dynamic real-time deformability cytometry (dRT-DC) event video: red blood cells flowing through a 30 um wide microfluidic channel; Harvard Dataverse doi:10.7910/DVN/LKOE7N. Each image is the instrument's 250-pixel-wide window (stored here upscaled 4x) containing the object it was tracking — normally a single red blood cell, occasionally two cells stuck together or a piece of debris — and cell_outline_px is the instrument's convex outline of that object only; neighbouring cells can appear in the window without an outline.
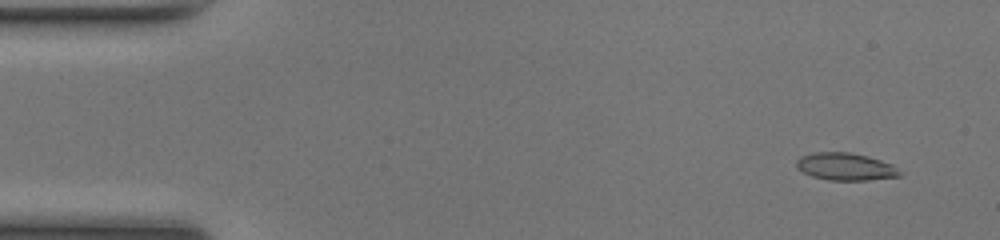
{"species": "common noctule bat (a hibernating species)", "species_latin": "Nyctalus noctula", "temperature_condition": "room temperature", "stored_images_in_passage": 50, "camera_frame_rate_fps": 3000, "um_per_image_px": 0.085, "animal": {"sex": "female", "body_mass_g": 17.0, "forearm_length_mm": 48.0}, "frame": {"image": 1, "passage_image": 4, "time_ms": 1.0, "image_size_px": [1000, 240], "cell_outline_px": [[900, 176], [868, 180], [828, 180], [812, 176], [804, 172], [796, 164], [796, 160], [800, 156], [812, 152], [848, 152], [868, 156], [892, 164], [900, 172]], "centroid_in_image_um": [71.85, 14.15], "position_along_channel_um": 13.1, "area_um2": 16.36}}
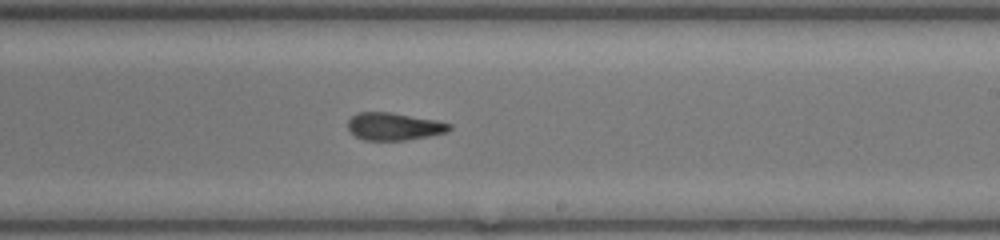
{"frame": {"image": 2, "passage_image": 30, "time_ms": 9.667, "image_size_px": [1000, 240], "cell_outline_px": [[452, 128], [448, 132], [428, 136], [404, 140], [364, 140], [356, 136], [348, 128], [348, 120], [356, 112], [392, 112], [436, 120], [452, 124]], "centroid_in_image_um": [33.5, 10.74], "position_along_channel_um": 255.5, "area_um2": 16.3}}
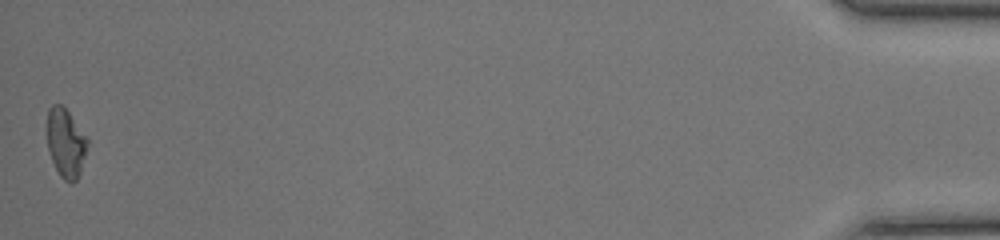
{"frame": {"image": 3, "passage_image": 50, "time_ms": 16.333, "image_size_px": [1000, 240], "cell_outline_px": [[88, 144], [80, 172], [76, 180], [72, 184], [64, 180], [60, 176], [52, 160], [48, 148], [48, 108], [52, 104], [60, 104], [68, 112], [88, 136]], "centroid_in_image_um": [5.61, 12.15], "position_along_channel_um": 429.6, "area_um2": 16.07}, "authors_computed_cell_mechanics": {"area_um2": 16.6464, "velocity_mm_per_s": 4.1806, "shape_relaxation_time_tau1_ms": null, "shape_relaxation_time_tau2_ms": 1.9188, "deformation_change_tau1": null, "deformation_change_tau2": 0.0717}}